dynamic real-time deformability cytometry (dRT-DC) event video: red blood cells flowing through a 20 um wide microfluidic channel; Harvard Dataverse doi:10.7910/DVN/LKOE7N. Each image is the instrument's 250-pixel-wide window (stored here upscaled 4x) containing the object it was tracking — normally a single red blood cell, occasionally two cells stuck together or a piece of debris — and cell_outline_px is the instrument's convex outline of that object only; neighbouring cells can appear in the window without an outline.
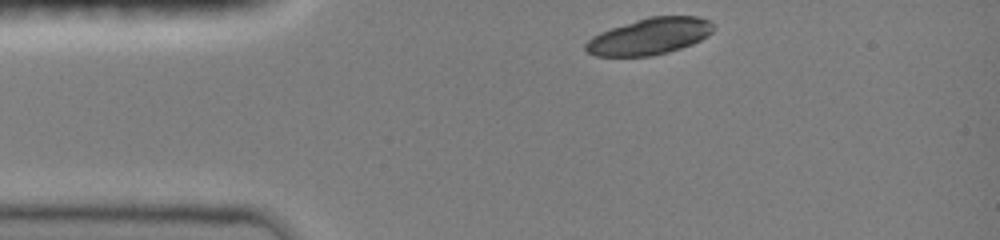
{"species": "common noctule bat (a hibernating species)", "species_latin": "Nyctalus noctula", "temperature_condition": "room temperature", "stored_images_in_passage": 33, "camera_frame_rate_fps": 3000, "um_per_image_px": 0.085, "animal": {"sex": "female", "body_mass_g": 19.0, "forearm_length_mm": 51.5}, "frame": {"image": 1, "passage_image": 1, "time_ms": 0.0, "image_size_px": [1000, 240], "cell_outline_px": [[716, 28], [708, 36], [692, 44], [668, 52], [652, 56], [596, 56], [588, 52], [584, 48], [584, 44], [592, 36], [600, 32], [648, 16], [700, 16], [708, 20]], "centroid_in_image_um": [55.23, 3.09], "position_along_channel_um": 29.8, "area_um2": 27.22}}